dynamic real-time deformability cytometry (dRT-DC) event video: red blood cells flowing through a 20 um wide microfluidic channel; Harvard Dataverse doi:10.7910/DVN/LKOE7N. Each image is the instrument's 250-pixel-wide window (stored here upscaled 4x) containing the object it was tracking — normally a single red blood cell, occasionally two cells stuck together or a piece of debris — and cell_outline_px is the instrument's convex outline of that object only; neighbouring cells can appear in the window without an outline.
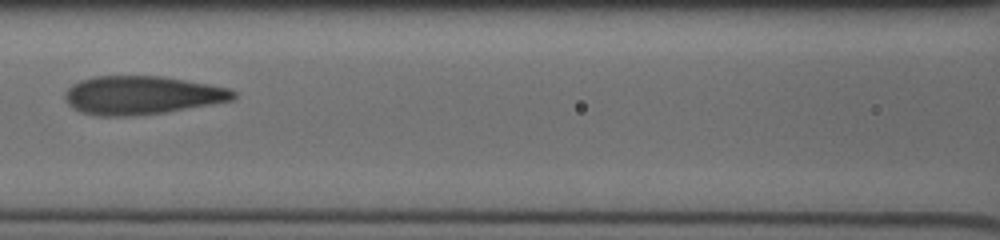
{"species": "human", "species_latin": "Homo sapiens", "temperature_condition": "cold", "stored_images_in_passage": 14, "camera_frame_rate_fps": 3000, "um_per_image_px": 0.085, "donor": {"sex": "male"}, "frame": {"image": 1, "passage_image": 5, "time_ms": 3.333, "image_size_px": [1000, 240], "cell_outline_px": [[236, 96], [232, 100], [212, 104], [164, 112], [124, 116], [100, 116], [80, 112], [72, 108], [68, 104], [64, 96], [64, 92], [72, 84], [80, 80], [92, 76], [160, 76], [208, 84], [228, 88], [236, 92]], "centroid_in_image_um": [12.0, 8.09], "position_along_channel_um": 154.6, "area_um2": 37.57}}
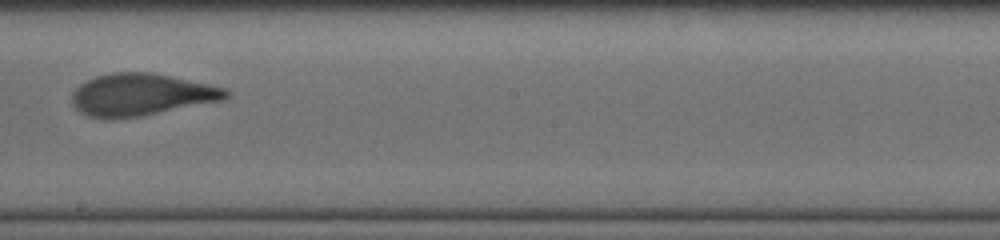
{"frame": {"image": 2, "passage_image": 8, "time_ms": 5.333, "image_size_px": [1000, 240], "cell_outline_px": [[232, 96], [224, 100], [144, 116], [108, 120], [88, 116], [80, 112], [72, 104], [72, 92], [80, 84], [96, 76], [112, 72], [152, 72], [228, 88], [232, 92]], "centroid_in_image_um": [12.04, 8.06], "position_along_channel_um": 236.2, "area_um2": 38.44}}